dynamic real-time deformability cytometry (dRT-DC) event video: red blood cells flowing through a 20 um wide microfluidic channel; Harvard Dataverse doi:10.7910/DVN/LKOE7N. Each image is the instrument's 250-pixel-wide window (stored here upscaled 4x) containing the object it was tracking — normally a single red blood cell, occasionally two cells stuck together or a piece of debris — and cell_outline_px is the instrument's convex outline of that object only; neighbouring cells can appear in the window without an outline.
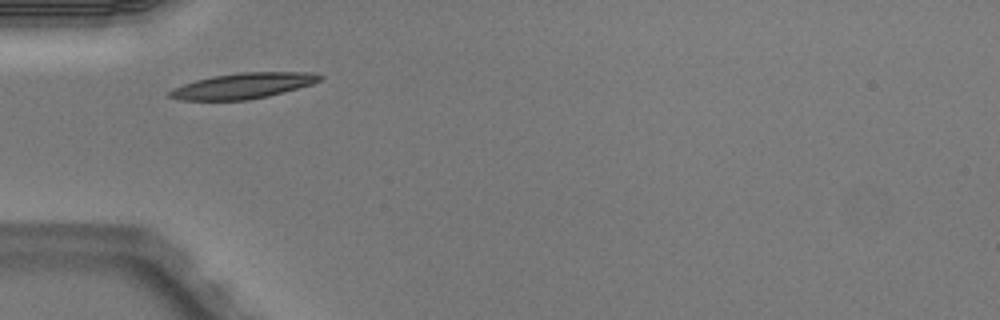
{"species": "Egyptian fruit bat (a non-hibernating species)", "species_latin": "Rousettus aegyptiacus", "temperature_condition": "warm", "stored_images_in_passage": 1, "camera_frame_rate_fps": 3000, "um_per_image_px": 0.085, "animal": {"sex": "male"}, "frame": {"image": 1, "passage_image": 1, "time_ms": 0.0, "image_size_px": [1000, 320], "cell_outline_px": [[324, 76], [320, 80], [312, 84], [268, 96], [248, 100], [180, 100], [168, 96], [168, 92], [172, 88], [196, 80], [212, 76], [240, 72], [312, 72]], "centroid_in_image_um": [20.65, 7.29], "position_along_channel_um": 64.4, "area_um2": 22.37}}